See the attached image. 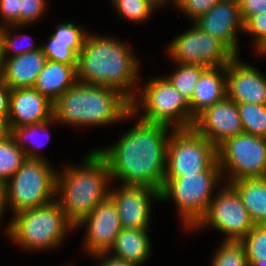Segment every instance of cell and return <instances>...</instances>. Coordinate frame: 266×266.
<instances>
[{
    "label": "cell",
    "instance_id": "cell-23",
    "mask_svg": "<svg viewBox=\"0 0 266 266\" xmlns=\"http://www.w3.org/2000/svg\"><path fill=\"white\" fill-rule=\"evenodd\" d=\"M240 196L254 225H266V177L229 183Z\"/></svg>",
    "mask_w": 266,
    "mask_h": 266
},
{
    "label": "cell",
    "instance_id": "cell-12",
    "mask_svg": "<svg viewBox=\"0 0 266 266\" xmlns=\"http://www.w3.org/2000/svg\"><path fill=\"white\" fill-rule=\"evenodd\" d=\"M168 49L178 64L206 68L226 66L236 56L223 42L203 32L196 24L175 38Z\"/></svg>",
    "mask_w": 266,
    "mask_h": 266
},
{
    "label": "cell",
    "instance_id": "cell-43",
    "mask_svg": "<svg viewBox=\"0 0 266 266\" xmlns=\"http://www.w3.org/2000/svg\"><path fill=\"white\" fill-rule=\"evenodd\" d=\"M2 69H3V51H2V43L0 39V78L2 76Z\"/></svg>",
    "mask_w": 266,
    "mask_h": 266
},
{
    "label": "cell",
    "instance_id": "cell-10",
    "mask_svg": "<svg viewBox=\"0 0 266 266\" xmlns=\"http://www.w3.org/2000/svg\"><path fill=\"white\" fill-rule=\"evenodd\" d=\"M221 172L228 170L230 182L266 177V137L242 132L217 148Z\"/></svg>",
    "mask_w": 266,
    "mask_h": 266
},
{
    "label": "cell",
    "instance_id": "cell-21",
    "mask_svg": "<svg viewBox=\"0 0 266 266\" xmlns=\"http://www.w3.org/2000/svg\"><path fill=\"white\" fill-rule=\"evenodd\" d=\"M76 68L77 66L47 60L33 88L54 103L77 82Z\"/></svg>",
    "mask_w": 266,
    "mask_h": 266
},
{
    "label": "cell",
    "instance_id": "cell-26",
    "mask_svg": "<svg viewBox=\"0 0 266 266\" xmlns=\"http://www.w3.org/2000/svg\"><path fill=\"white\" fill-rule=\"evenodd\" d=\"M243 131L251 135L266 137V105L237 103Z\"/></svg>",
    "mask_w": 266,
    "mask_h": 266
},
{
    "label": "cell",
    "instance_id": "cell-40",
    "mask_svg": "<svg viewBox=\"0 0 266 266\" xmlns=\"http://www.w3.org/2000/svg\"><path fill=\"white\" fill-rule=\"evenodd\" d=\"M103 262L100 264V266H134L133 264L127 263L125 260L121 258H117L115 256L104 258L102 260Z\"/></svg>",
    "mask_w": 266,
    "mask_h": 266
},
{
    "label": "cell",
    "instance_id": "cell-19",
    "mask_svg": "<svg viewBox=\"0 0 266 266\" xmlns=\"http://www.w3.org/2000/svg\"><path fill=\"white\" fill-rule=\"evenodd\" d=\"M46 61L42 49L3 58L1 79L10 89L32 88Z\"/></svg>",
    "mask_w": 266,
    "mask_h": 266
},
{
    "label": "cell",
    "instance_id": "cell-6",
    "mask_svg": "<svg viewBox=\"0 0 266 266\" xmlns=\"http://www.w3.org/2000/svg\"><path fill=\"white\" fill-rule=\"evenodd\" d=\"M57 173L44 159H26L4 184L7 205L14 215L45 206L56 196Z\"/></svg>",
    "mask_w": 266,
    "mask_h": 266
},
{
    "label": "cell",
    "instance_id": "cell-24",
    "mask_svg": "<svg viewBox=\"0 0 266 266\" xmlns=\"http://www.w3.org/2000/svg\"><path fill=\"white\" fill-rule=\"evenodd\" d=\"M26 159L11 135L0 141V184H5Z\"/></svg>",
    "mask_w": 266,
    "mask_h": 266
},
{
    "label": "cell",
    "instance_id": "cell-39",
    "mask_svg": "<svg viewBox=\"0 0 266 266\" xmlns=\"http://www.w3.org/2000/svg\"><path fill=\"white\" fill-rule=\"evenodd\" d=\"M11 89L0 78V119L6 120L9 116V102Z\"/></svg>",
    "mask_w": 266,
    "mask_h": 266
},
{
    "label": "cell",
    "instance_id": "cell-15",
    "mask_svg": "<svg viewBox=\"0 0 266 266\" xmlns=\"http://www.w3.org/2000/svg\"><path fill=\"white\" fill-rule=\"evenodd\" d=\"M109 196L116 203L121 228L147 229L150 219V199L160 200V191L146 186L123 185L110 191Z\"/></svg>",
    "mask_w": 266,
    "mask_h": 266
},
{
    "label": "cell",
    "instance_id": "cell-41",
    "mask_svg": "<svg viewBox=\"0 0 266 266\" xmlns=\"http://www.w3.org/2000/svg\"><path fill=\"white\" fill-rule=\"evenodd\" d=\"M10 135V128L8 121L0 119V141L4 140Z\"/></svg>",
    "mask_w": 266,
    "mask_h": 266
},
{
    "label": "cell",
    "instance_id": "cell-33",
    "mask_svg": "<svg viewBox=\"0 0 266 266\" xmlns=\"http://www.w3.org/2000/svg\"><path fill=\"white\" fill-rule=\"evenodd\" d=\"M8 28H9L8 26L6 27L2 25L0 26V39L2 43L3 58H12V57L19 56L27 52L41 49V45L38 47L37 46L35 47L31 43L30 45L28 44L27 46L22 45L23 43L20 46H18L16 43L17 42L16 39L18 37L14 36L12 38L10 35L11 32H9ZM22 37L25 38L27 36L26 35L21 36L20 38ZM11 51H13V53Z\"/></svg>",
    "mask_w": 266,
    "mask_h": 266
},
{
    "label": "cell",
    "instance_id": "cell-8",
    "mask_svg": "<svg viewBox=\"0 0 266 266\" xmlns=\"http://www.w3.org/2000/svg\"><path fill=\"white\" fill-rule=\"evenodd\" d=\"M217 160V148L193 127L173 129L167 144L165 177L195 175Z\"/></svg>",
    "mask_w": 266,
    "mask_h": 266
},
{
    "label": "cell",
    "instance_id": "cell-45",
    "mask_svg": "<svg viewBox=\"0 0 266 266\" xmlns=\"http://www.w3.org/2000/svg\"><path fill=\"white\" fill-rule=\"evenodd\" d=\"M157 5H163L165 2H166V0H153Z\"/></svg>",
    "mask_w": 266,
    "mask_h": 266
},
{
    "label": "cell",
    "instance_id": "cell-28",
    "mask_svg": "<svg viewBox=\"0 0 266 266\" xmlns=\"http://www.w3.org/2000/svg\"><path fill=\"white\" fill-rule=\"evenodd\" d=\"M212 262V266H249L246 252L240 241L224 240Z\"/></svg>",
    "mask_w": 266,
    "mask_h": 266
},
{
    "label": "cell",
    "instance_id": "cell-29",
    "mask_svg": "<svg viewBox=\"0 0 266 266\" xmlns=\"http://www.w3.org/2000/svg\"><path fill=\"white\" fill-rule=\"evenodd\" d=\"M118 14L128 20L142 22L158 5L153 0H111ZM151 14V15H150Z\"/></svg>",
    "mask_w": 266,
    "mask_h": 266
},
{
    "label": "cell",
    "instance_id": "cell-38",
    "mask_svg": "<svg viewBox=\"0 0 266 266\" xmlns=\"http://www.w3.org/2000/svg\"><path fill=\"white\" fill-rule=\"evenodd\" d=\"M243 24L254 15L266 12V0H238Z\"/></svg>",
    "mask_w": 266,
    "mask_h": 266
},
{
    "label": "cell",
    "instance_id": "cell-34",
    "mask_svg": "<svg viewBox=\"0 0 266 266\" xmlns=\"http://www.w3.org/2000/svg\"><path fill=\"white\" fill-rule=\"evenodd\" d=\"M243 31L255 35L258 53L266 46V12L251 16L244 24Z\"/></svg>",
    "mask_w": 266,
    "mask_h": 266
},
{
    "label": "cell",
    "instance_id": "cell-17",
    "mask_svg": "<svg viewBox=\"0 0 266 266\" xmlns=\"http://www.w3.org/2000/svg\"><path fill=\"white\" fill-rule=\"evenodd\" d=\"M194 23L203 32L219 39L238 55L236 32L239 29L243 30L238 0H220Z\"/></svg>",
    "mask_w": 266,
    "mask_h": 266
},
{
    "label": "cell",
    "instance_id": "cell-11",
    "mask_svg": "<svg viewBox=\"0 0 266 266\" xmlns=\"http://www.w3.org/2000/svg\"><path fill=\"white\" fill-rule=\"evenodd\" d=\"M227 185L211 200L194 228L210 224L225 233V241H241L255 225L240 196L230 184Z\"/></svg>",
    "mask_w": 266,
    "mask_h": 266
},
{
    "label": "cell",
    "instance_id": "cell-4",
    "mask_svg": "<svg viewBox=\"0 0 266 266\" xmlns=\"http://www.w3.org/2000/svg\"><path fill=\"white\" fill-rule=\"evenodd\" d=\"M82 167H65L57 174L56 195L67 221L76 228L103 200L109 196L110 172L106 160L96 151L85 158Z\"/></svg>",
    "mask_w": 266,
    "mask_h": 266
},
{
    "label": "cell",
    "instance_id": "cell-36",
    "mask_svg": "<svg viewBox=\"0 0 266 266\" xmlns=\"http://www.w3.org/2000/svg\"><path fill=\"white\" fill-rule=\"evenodd\" d=\"M45 6V0H20V26L37 20Z\"/></svg>",
    "mask_w": 266,
    "mask_h": 266
},
{
    "label": "cell",
    "instance_id": "cell-22",
    "mask_svg": "<svg viewBox=\"0 0 266 266\" xmlns=\"http://www.w3.org/2000/svg\"><path fill=\"white\" fill-rule=\"evenodd\" d=\"M147 230L122 228L110 249L115 251L113 256L134 266H140L151 253Z\"/></svg>",
    "mask_w": 266,
    "mask_h": 266
},
{
    "label": "cell",
    "instance_id": "cell-32",
    "mask_svg": "<svg viewBox=\"0 0 266 266\" xmlns=\"http://www.w3.org/2000/svg\"><path fill=\"white\" fill-rule=\"evenodd\" d=\"M47 60L77 66L78 55L69 48V44L52 43L41 45Z\"/></svg>",
    "mask_w": 266,
    "mask_h": 266
},
{
    "label": "cell",
    "instance_id": "cell-35",
    "mask_svg": "<svg viewBox=\"0 0 266 266\" xmlns=\"http://www.w3.org/2000/svg\"><path fill=\"white\" fill-rule=\"evenodd\" d=\"M220 0H175L177 5L186 15L195 21L208 12Z\"/></svg>",
    "mask_w": 266,
    "mask_h": 266
},
{
    "label": "cell",
    "instance_id": "cell-1",
    "mask_svg": "<svg viewBox=\"0 0 266 266\" xmlns=\"http://www.w3.org/2000/svg\"><path fill=\"white\" fill-rule=\"evenodd\" d=\"M166 125L141 120L112 147L97 152L106 160L110 177L123 185L146 186L160 191L166 171Z\"/></svg>",
    "mask_w": 266,
    "mask_h": 266
},
{
    "label": "cell",
    "instance_id": "cell-42",
    "mask_svg": "<svg viewBox=\"0 0 266 266\" xmlns=\"http://www.w3.org/2000/svg\"><path fill=\"white\" fill-rule=\"evenodd\" d=\"M7 205L4 184H0V217Z\"/></svg>",
    "mask_w": 266,
    "mask_h": 266
},
{
    "label": "cell",
    "instance_id": "cell-2",
    "mask_svg": "<svg viewBox=\"0 0 266 266\" xmlns=\"http://www.w3.org/2000/svg\"><path fill=\"white\" fill-rule=\"evenodd\" d=\"M104 36L87 34L77 58V82L110 87L131 101L135 115L140 105L133 89L138 80V62L127 44Z\"/></svg>",
    "mask_w": 266,
    "mask_h": 266
},
{
    "label": "cell",
    "instance_id": "cell-46",
    "mask_svg": "<svg viewBox=\"0 0 266 266\" xmlns=\"http://www.w3.org/2000/svg\"><path fill=\"white\" fill-rule=\"evenodd\" d=\"M259 53L266 54V46Z\"/></svg>",
    "mask_w": 266,
    "mask_h": 266
},
{
    "label": "cell",
    "instance_id": "cell-16",
    "mask_svg": "<svg viewBox=\"0 0 266 266\" xmlns=\"http://www.w3.org/2000/svg\"><path fill=\"white\" fill-rule=\"evenodd\" d=\"M227 96L236 103L266 105V78L236 55L226 65Z\"/></svg>",
    "mask_w": 266,
    "mask_h": 266
},
{
    "label": "cell",
    "instance_id": "cell-25",
    "mask_svg": "<svg viewBox=\"0 0 266 266\" xmlns=\"http://www.w3.org/2000/svg\"><path fill=\"white\" fill-rule=\"evenodd\" d=\"M206 69L202 65L180 64L179 68L166 79L190 102L194 88Z\"/></svg>",
    "mask_w": 266,
    "mask_h": 266
},
{
    "label": "cell",
    "instance_id": "cell-14",
    "mask_svg": "<svg viewBox=\"0 0 266 266\" xmlns=\"http://www.w3.org/2000/svg\"><path fill=\"white\" fill-rule=\"evenodd\" d=\"M193 128L218 148L243 131L237 103L226 96L199 114Z\"/></svg>",
    "mask_w": 266,
    "mask_h": 266
},
{
    "label": "cell",
    "instance_id": "cell-30",
    "mask_svg": "<svg viewBox=\"0 0 266 266\" xmlns=\"http://www.w3.org/2000/svg\"><path fill=\"white\" fill-rule=\"evenodd\" d=\"M240 242L249 265L253 261L266 260V225H255Z\"/></svg>",
    "mask_w": 266,
    "mask_h": 266
},
{
    "label": "cell",
    "instance_id": "cell-5",
    "mask_svg": "<svg viewBox=\"0 0 266 266\" xmlns=\"http://www.w3.org/2000/svg\"><path fill=\"white\" fill-rule=\"evenodd\" d=\"M68 228L74 229L54 199L45 206L15 214L8 226V234L28 251L54 249L61 244Z\"/></svg>",
    "mask_w": 266,
    "mask_h": 266
},
{
    "label": "cell",
    "instance_id": "cell-31",
    "mask_svg": "<svg viewBox=\"0 0 266 266\" xmlns=\"http://www.w3.org/2000/svg\"><path fill=\"white\" fill-rule=\"evenodd\" d=\"M57 31L48 39L52 43L69 44V48L77 55L80 53L87 33L73 23H63L56 26Z\"/></svg>",
    "mask_w": 266,
    "mask_h": 266
},
{
    "label": "cell",
    "instance_id": "cell-18",
    "mask_svg": "<svg viewBox=\"0 0 266 266\" xmlns=\"http://www.w3.org/2000/svg\"><path fill=\"white\" fill-rule=\"evenodd\" d=\"M53 118V103L32 88L11 89L9 127L38 124Z\"/></svg>",
    "mask_w": 266,
    "mask_h": 266
},
{
    "label": "cell",
    "instance_id": "cell-20",
    "mask_svg": "<svg viewBox=\"0 0 266 266\" xmlns=\"http://www.w3.org/2000/svg\"><path fill=\"white\" fill-rule=\"evenodd\" d=\"M221 73H220V72ZM227 96L226 66L207 68L194 88L189 102L191 119Z\"/></svg>",
    "mask_w": 266,
    "mask_h": 266
},
{
    "label": "cell",
    "instance_id": "cell-3",
    "mask_svg": "<svg viewBox=\"0 0 266 266\" xmlns=\"http://www.w3.org/2000/svg\"><path fill=\"white\" fill-rule=\"evenodd\" d=\"M131 116L125 95L99 85L76 82L53 103L54 120L74 126L106 125Z\"/></svg>",
    "mask_w": 266,
    "mask_h": 266
},
{
    "label": "cell",
    "instance_id": "cell-37",
    "mask_svg": "<svg viewBox=\"0 0 266 266\" xmlns=\"http://www.w3.org/2000/svg\"><path fill=\"white\" fill-rule=\"evenodd\" d=\"M0 11L4 18L3 22L6 21L7 26L20 25V0H0Z\"/></svg>",
    "mask_w": 266,
    "mask_h": 266
},
{
    "label": "cell",
    "instance_id": "cell-9",
    "mask_svg": "<svg viewBox=\"0 0 266 266\" xmlns=\"http://www.w3.org/2000/svg\"><path fill=\"white\" fill-rule=\"evenodd\" d=\"M141 106L146 110L141 121L174 129L193 127L189 102L166 78H154L144 86Z\"/></svg>",
    "mask_w": 266,
    "mask_h": 266
},
{
    "label": "cell",
    "instance_id": "cell-44",
    "mask_svg": "<svg viewBox=\"0 0 266 266\" xmlns=\"http://www.w3.org/2000/svg\"><path fill=\"white\" fill-rule=\"evenodd\" d=\"M249 266H266V260L253 261Z\"/></svg>",
    "mask_w": 266,
    "mask_h": 266
},
{
    "label": "cell",
    "instance_id": "cell-27",
    "mask_svg": "<svg viewBox=\"0 0 266 266\" xmlns=\"http://www.w3.org/2000/svg\"><path fill=\"white\" fill-rule=\"evenodd\" d=\"M54 118H52L51 120L42 122V123H38V124H31V125H25V126H20V127H9L10 128V135L12 136V138L14 139V141L16 142V144L24 151V154L26 156L27 159H44L39 155V152L37 153L34 148L33 150L31 149L32 147L29 148H25L26 146H24L26 140L29 139V141L33 144V146L36 144V137L34 133L37 132H44L47 131L48 132V125L51 122H54ZM34 135V137L32 136ZM34 138V140H33ZM25 140V141H24ZM33 140V141H32ZM36 149H39L41 147V144H37L35 145Z\"/></svg>",
    "mask_w": 266,
    "mask_h": 266
},
{
    "label": "cell",
    "instance_id": "cell-13",
    "mask_svg": "<svg viewBox=\"0 0 266 266\" xmlns=\"http://www.w3.org/2000/svg\"><path fill=\"white\" fill-rule=\"evenodd\" d=\"M88 226L86 249L96 258L109 254L115 238L121 231L120 215L114 200L108 196L77 226Z\"/></svg>",
    "mask_w": 266,
    "mask_h": 266
},
{
    "label": "cell",
    "instance_id": "cell-7",
    "mask_svg": "<svg viewBox=\"0 0 266 266\" xmlns=\"http://www.w3.org/2000/svg\"><path fill=\"white\" fill-rule=\"evenodd\" d=\"M221 174L217 160L208 170L195 175L165 177L160 199L163 201L172 198L184 219L185 226L194 230L213 199L211 191Z\"/></svg>",
    "mask_w": 266,
    "mask_h": 266
}]
</instances>
